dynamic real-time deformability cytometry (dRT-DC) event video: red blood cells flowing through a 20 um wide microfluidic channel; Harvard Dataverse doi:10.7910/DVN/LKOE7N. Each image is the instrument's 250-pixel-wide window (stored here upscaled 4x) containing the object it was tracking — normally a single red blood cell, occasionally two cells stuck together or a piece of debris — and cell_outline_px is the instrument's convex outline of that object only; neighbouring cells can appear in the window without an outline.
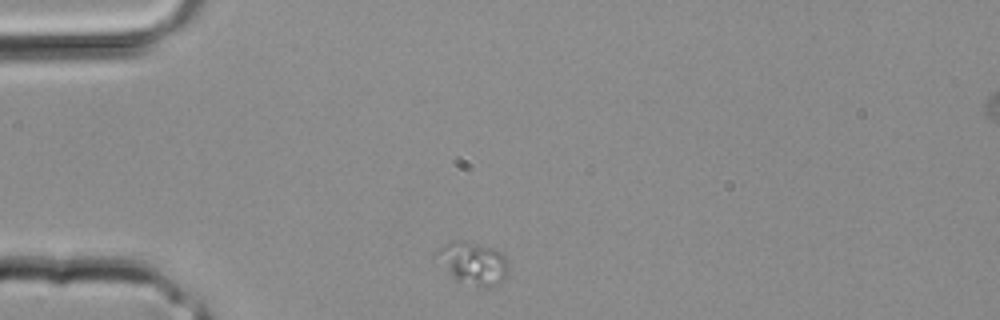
{"species": "common noctule bat (a hibernating species)", "species_latin": "Nyctalus noctula", "temperature_condition": "room temperature", "stored_images_in_passage": 2, "camera_frame_rate_fps": 3000, "um_per_image_px": 0.085, "animal": {"sex": "male", "body_mass_g": 20.4}, "frame": {"image": 1, "passage_image": 1, "time_ms": 0.0, "image_size_px": [1000, 320], "cell_outline_px": [[508, 272], [496, 284], [488, 288], [484, 288], [456, 280], [432, 260], [432, 252], [456, 240], [464, 240], [492, 248], [500, 252], [504, 256]], "centroid_in_image_um": [40.08, 22.36], "position_along_channel_um": 44.9, "area_um2": 17.92}}